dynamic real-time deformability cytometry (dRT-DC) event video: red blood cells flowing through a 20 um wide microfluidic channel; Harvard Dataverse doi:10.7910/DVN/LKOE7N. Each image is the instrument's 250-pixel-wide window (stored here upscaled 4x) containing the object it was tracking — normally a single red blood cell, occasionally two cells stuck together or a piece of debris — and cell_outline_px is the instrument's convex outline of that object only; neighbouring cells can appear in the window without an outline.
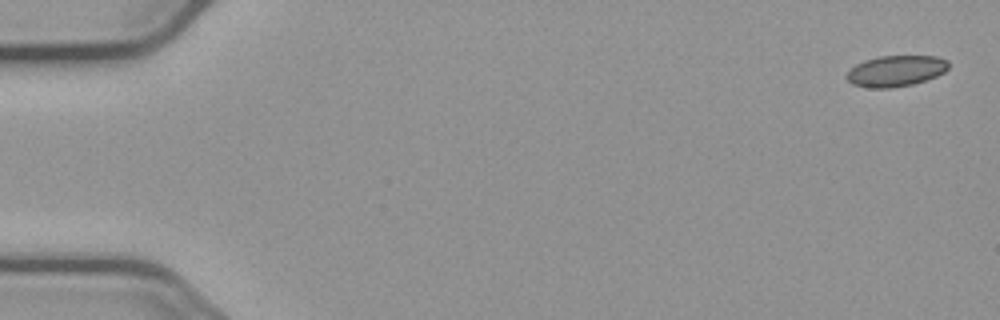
{"species": "common noctule bat (a hibernating species)", "species_latin": "Nyctalus noctula", "temperature_condition": "cold", "stored_images_in_passage": 4, "camera_frame_rate_fps": 3000, "um_per_image_px": 0.085, "animal": {"sex": "male", "body_mass_g": 23.1, "forearm_length_mm": 52.7}, "frame": {"image": 1, "passage_image": 1, "time_ms": 0.0, "image_size_px": [1000, 320], "cell_outline_px": [[948, 68], [944, 72], [936, 76], [912, 84], [892, 88], [868, 88], [852, 84], [844, 76], [856, 64], [864, 60], [880, 56], [936, 56], [948, 60]], "centroid_in_image_um": [76.13, 6.03], "position_along_channel_um": 8.9, "area_um2": 18.38}}